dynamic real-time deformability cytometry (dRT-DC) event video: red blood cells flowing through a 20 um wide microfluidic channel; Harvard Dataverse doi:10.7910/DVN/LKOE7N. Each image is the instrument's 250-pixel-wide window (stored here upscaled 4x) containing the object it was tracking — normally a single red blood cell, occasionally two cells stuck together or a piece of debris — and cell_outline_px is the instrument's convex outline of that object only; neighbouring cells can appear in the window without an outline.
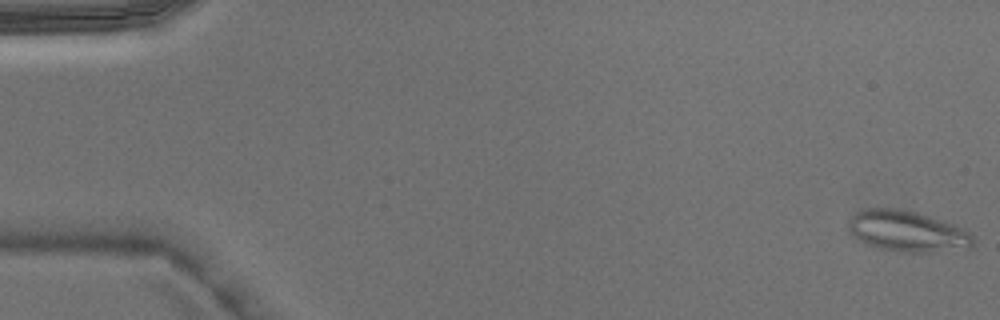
{"species": "Egyptian fruit bat (a non-hibernating species)", "species_latin": "Rousettus aegyptiacus", "temperature_condition": "warm", "stored_images_in_passage": 6, "camera_frame_rate_fps": 3000, "um_per_image_px": 0.085, "animal": {"sex": "male"}, "frame": {"image": 1, "passage_image": 1, "time_ms": 0.0, "image_size_px": [1000, 320], "cell_outline_px": [[976, 244], [972, 248], [932, 252], [900, 252], [880, 248], [868, 244], [856, 236], [848, 228], [848, 220], [856, 212], [864, 208], [900, 208], [932, 216], [952, 224], [968, 232], [972, 236]], "centroid_in_image_um": [77.15, 19.65], "position_along_channel_um": 7.9, "area_um2": 29.71}}
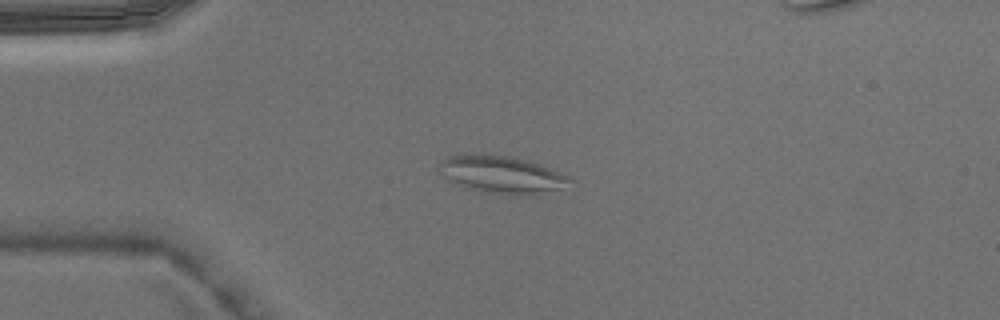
{"frame": {"image": 2, "passage_image": 4, "time_ms": 1.0, "image_size_px": [1000, 320], "cell_outline_px": [[572, 180], [560, 188], [540, 196], [512, 196], [480, 192], [448, 180], [436, 168], [448, 156], [464, 152], [484, 152], [512, 156], [528, 160], [540, 164], [568, 176]], "centroid_in_image_um": [42.62, 14.83], "position_along_channel_um": 42.4, "area_um2": 29.48}}